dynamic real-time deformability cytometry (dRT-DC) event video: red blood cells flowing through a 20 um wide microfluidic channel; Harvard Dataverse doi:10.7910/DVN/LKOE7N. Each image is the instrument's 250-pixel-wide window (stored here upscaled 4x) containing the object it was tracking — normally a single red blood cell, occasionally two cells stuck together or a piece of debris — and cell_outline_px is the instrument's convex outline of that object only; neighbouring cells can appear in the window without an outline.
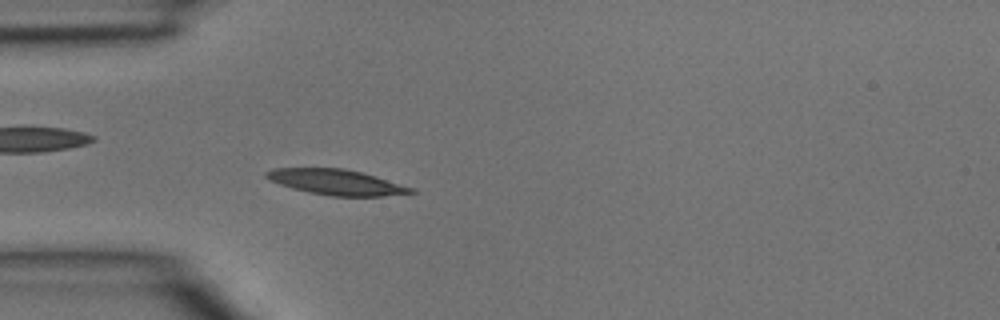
{"species": "common noctule bat (a hibernating species)", "species_latin": "Nyctalus noctula", "temperature_condition": "room temperature", "stored_images_in_passage": 2, "camera_frame_rate_fps": 3000, "um_per_image_px": 0.085, "animal": {"sex": "male", "body_mass_g": 15.6}, "frame": {"image": 1, "passage_image": 2, "time_ms": 0.333, "image_size_px": [1000, 320], "cell_outline_px": [[416, 192], [384, 196], [332, 196], [308, 192], [292, 188], [280, 184], [264, 176], [264, 172], [272, 168], [344, 168], [376, 176], [416, 188]], "centroid_in_image_um": [28.61, 15.48], "position_along_channel_um": 56.4, "area_um2": 21.44}}